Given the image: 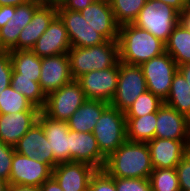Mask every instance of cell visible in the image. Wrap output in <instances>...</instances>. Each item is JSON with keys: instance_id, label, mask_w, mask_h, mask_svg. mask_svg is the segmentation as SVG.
Instances as JSON below:
<instances>
[{"instance_id": "cell-1", "label": "cell", "mask_w": 190, "mask_h": 191, "mask_svg": "<svg viewBox=\"0 0 190 191\" xmlns=\"http://www.w3.org/2000/svg\"><path fill=\"white\" fill-rule=\"evenodd\" d=\"M103 170L111 177L149 179L153 166L147 143L126 140L106 158Z\"/></svg>"}, {"instance_id": "cell-3", "label": "cell", "mask_w": 190, "mask_h": 191, "mask_svg": "<svg viewBox=\"0 0 190 191\" xmlns=\"http://www.w3.org/2000/svg\"><path fill=\"white\" fill-rule=\"evenodd\" d=\"M73 79L95 70L119 64L118 41H108L92 47H71L67 53Z\"/></svg>"}, {"instance_id": "cell-16", "label": "cell", "mask_w": 190, "mask_h": 191, "mask_svg": "<svg viewBox=\"0 0 190 191\" xmlns=\"http://www.w3.org/2000/svg\"><path fill=\"white\" fill-rule=\"evenodd\" d=\"M70 161L83 162L101 170L106 157L100 152L97 140L92 132L69 131Z\"/></svg>"}, {"instance_id": "cell-23", "label": "cell", "mask_w": 190, "mask_h": 191, "mask_svg": "<svg viewBox=\"0 0 190 191\" xmlns=\"http://www.w3.org/2000/svg\"><path fill=\"white\" fill-rule=\"evenodd\" d=\"M40 112H15L0 114V141L14 146L38 121Z\"/></svg>"}, {"instance_id": "cell-2", "label": "cell", "mask_w": 190, "mask_h": 191, "mask_svg": "<svg viewBox=\"0 0 190 191\" xmlns=\"http://www.w3.org/2000/svg\"><path fill=\"white\" fill-rule=\"evenodd\" d=\"M119 61L138 65L165 52V43L133 23L119 26Z\"/></svg>"}, {"instance_id": "cell-33", "label": "cell", "mask_w": 190, "mask_h": 191, "mask_svg": "<svg viewBox=\"0 0 190 191\" xmlns=\"http://www.w3.org/2000/svg\"><path fill=\"white\" fill-rule=\"evenodd\" d=\"M149 181L152 191H181L176 168L153 169Z\"/></svg>"}, {"instance_id": "cell-42", "label": "cell", "mask_w": 190, "mask_h": 191, "mask_svg": "<svg viewBox=\"0 0 190 191\" xmlns=\"http://www.w3.org/2000/svg\"><path fill=\"white\" fill-rule=\"evenodd\" d=\"M9 18V5L0 6V29L6 25Z\"/></svg>"}, {"instance_id": "cell-5", "label": "cell", "mask_w": 190, "mask_h": 191, "mask_svg": "<svg viewBox=\"0 0 190 191\" xmlns=\"http://www.w3.org/2000/svg\"><path fill=\"white\" fill-rule=\"evenodd\" d=\"M92 133L100 152L107 158L127 140L125 112L109 105L101 114Z\"/></svg>"}, {"instance_id": "cell-31", "label": "cell", "mask_w": 190, "mask_h": 191, "mask_svg": "<svg viewBox=\"0 0 190 191\" xmlns=\"http://www.w3.org/2000/svg\"><path fill=\"white\" fill-rule=\"evenodd\" d=\"M147 0H110L116 23L121 26L133 23Z\"/></svg>"}, {"instance_id": "cell-8", "label": "cell", "mask_w": 190, "mask_h": 191, "mask_svg": "<svg viewBox=\"0 0 190 191\" xmlns=\"http://www.w3.org/2000/svg\"><path fill=\"white\" fill-rule=\"evenodd\" d=\"M147 83V90L160 97L163 101L167 98L174 74L178 65L174 59L164 52L140 65Z\"/></svg>"}, {"instance_id": "cell-21", "label": "cell", "mask_w": 190, "mask_h": 191, "mask_svg": "<svg viewBox=\"0 0 190 191\" xmlns=\"http://www.w3.org/2000/svg\"><path fill=\"white\" fill-rule=\"evenodd\" d=\"M56 16L57 4L42 3L35 10L32 20L20 32L17 50H31Z\"/></svg>"}, {"instance_id": "cell-37", "label": "cell", "mask_w": 190, "mask_h": 191, "mask_svg": "<svg viewBox=\"0 0 190 191\" xmlns=\"http://www.w3.org/2000/svg\"><path fill=\"white\" fill-rule=\"evenodd\" d=\"M13 67L9 51L0 50V94L10 86Z\"/></svg>"}, {"instance_id": "cell-18", "label": "cell", "mask_w": 190, "mask_h": 191, "mask_svg": "<svg viewBox=\"0 0 190 191\" xmlns=\"http://www.w3.org/2000/svg\"><path fill=\"white\" fill-rule=\"evenodd\" d=\"M79 12L106 40L118 41L119 25L115 21L110 1L94 0Z\"/></svg>"}, {"instance_id": "cell-43", "label": "cell", "mask_w": 190, "mask_h": 191, "mask_svg": "<svg viewBox=\"0 0 190 191\" xmlns=\"http://www.w3.org/2000/svg\"><path fill=\"white\" fill-rule=\"evenodd\" d=\"M7 191H40V188L35 187V186L11 185V184H9Z\"/></svg>"}, {"instance_id": "cell-28", "label": "cell", "mask_w": 190, "mask_h": 191, "mask_svg": "<svg viewBox=\"0 0 190 191\" xmlns=\"http://www.w3.org/2000/svg\"><path fill=\"white\" fill-rule=\"evenodd\" d=\"M10 58L13 73H20V77L40 79L41 57L37 56L32 50H11Z\"/></svg>"}, {"instance_id": "cell-46", "label": "cell", "mask_w": 190, "mask_h": 191, "mask_svg": "<svg viewBox=\"0 0 190 191\" xmlns=\"http://www.w3.org/2000/svg\"><path fill=\"white\" fill-rule=\"evenodd\" d=\"M181 21L187 26L190 30V7L181 15Z\"/></svg>"}, {"instance_id": "cell-14", "label": "cell", "mask_w": 190, "mask_h": 191, "mask_svg": "<svg viewBox=\"0 0 190 191\" xmlns=\"http://www.w3.org/2000/svg\"><path fill=\"white\" fill-rule=\"evenodd\" d=\"M72 80L67 53L41 58L39 83L46 96Z\"/></svg>"}, {"instance_id": "cell-45", "label": "cell", "mask_w": 190, "mask_h": 191, "mask_svg": "<svg viewBox=\"0 0 190 191\" xmlns=\"http://www.w3.org/2000/svg\"><path fill=\"white\" fill-rule=\"evenodd\" d=\"M32 0H0V6L10 5V6H18L29 3Z\"/></svg>"}, {"instance_id": "cell-32", "label": "cell", "mask_w": 190, "mask_h": 191, "mask_svg": "<svg viewBox=\"0 0 190 191\" xmlns=\"http://www.w3.org/2000/svg\"><path fill=\"white\" fill-rule=\"evenodd\" d=\"M164 101L151 91L140 94L133 104L125 111V117H142L157 112Z\"/></svg>"}, {"instance_id": "cell-47", "label": "cell", "mask_w": 190, "mask_h": 191, "mask_svg": "<svg viewBox=\"0 0 190 191\" xmlns=\"http://www.w3.org/2000/svg\"><path fill=\"white\" fill-rule=\"evenodd\" d=\"M9 187V182L0 179V191H7Z\"/></svg>"}, {"instance_id": "cell-15", "label": "cell", "mask_w": 190, "mask_h": 191, "mask_svg": "<svg viewBox=\"0 0 190 191\" xmlns=\"http://www.w3.org/2000/svg\"><path fill=\"white\" fill-rule=\"evenodd\" d=\"M155 137L176 141H190V120L163 103L157 111Z\"/></svg>"}, {"instance_id": "cell-44", "label": "cell", "mask_w": 190, "mask_h": 191, "mask_svg": "<svg viewBox=\"0 0 190 191\" xmlns=\"http://www.w3.org/2000/svg\"><path fill=\"white\" fill-rule=\"evenodd\" d=\"M178 71L182 74L190 87V63H185L178 66Z\"/></svg>"}, {"instance_id": "cell-48", "label": "cell", "mask_w": 190, "mask_h": 191, "mask_svg": "<svg viewBox=\"0 0 190 191\" xmlns=\"http://www.w3.org/2000/svg\"><path fill=\"white\" fill-rule=\"evenodd\" d=\"M42 3H55L58 4L60 0H38Z\"/></svg>"}, {"instance_id": "cell-26", "label": "cell", "mask_w": 190, "mask_h": 191, "mask_svg": "<svg viewBox=\"0 0 190 191\" xmlns=\"http://www.w3.org/2000/svg\"><path fill=\"white\" fill-rule=\"evenodd\" d=\"M157 112L142 117H126L127 140L149 142L155 138Z\"/></svg>"}, {"instance_id": "cell-12", "label": "cell", "mask_w": 190, "mask_h": 191, "mask_svg": "<svg viewBox=\"0 0 190 191\" xmlns=\"http://www.w3.org/2000/svg\"><path fill=\"white\" fill-rule=\"evenodd\" d=\"M42 4L38 0L29 3L10 6L6 25L0 29V50H17V40L22 29L32 20L35 10Z\"/></svg>"}, {"instance_id": "cell-7", "label": "cell", "mask_w": 190, "mask_h": 191, "mask_svg": "<svg viewBox=\"0 0 190 191\" xmlns=\"http://www.w3.org/2000/svg\"><path fill=\"white\" fill-rule=\"evenodd\" d=\"M146 91L147 83L140 66L119 61L117 88L110 105L125 112Z\"/></svg>"}, {"instance_id": "cell-13", "label": "cell", "mask_w": 190, "mask_h": 191, "mask_svg": "<svg viewBox=\"0 0 190 191\" xmlns=\"http://www.w3.org/2000/svg\"><path fill=\"white\" fill-rule=\"evenodd\" d=\"M14 151L48 164L52 169L58 164L50 150L49 142L39 121L14 145Z\"/></svg>"}, {"instance_id": "cell-39", "label": "cell", "mask_w": 190, "mask_h": 191, "mask_svg": "<svg viewBox=\"0 0 190 191\" xmlns=\"http://www.w3.org/2000/svg\"><path fill=\"white\" fill-rule=\"evenodd\" d=\"M94 0H60L59 4L72 11H81L91 4Z\"/></svg>"}, {"instance_id": "cell-35", "label": "cell", "mask_w": 190, "mask_h": 191, "mask_svg": "<svg viewBox=\"0 0 190 191\" xmlns=\"http://www.w3.org/2000/svg\"><path fill=\"white\" fill-rule=\"evenodd\" d=\"M88 191H117L114 177L109 176L103 169L96 170L90 179Z\"/></svg>"}, {"instance_id": "cell-40", "label": "cell", "mask_w": 190, "mask_h": 191, "mask_svg": "<svg viewBox=\"0 0 190 191\" xmlns=\"http://www.w3.org/2000/svg\"><path fill=\"white\" fill-rule=\"evenodd\" d=\"M165 4H168L175 10H177L181 15L187 11L190 7V2L188 0H158Z\"/></svg>"}, {"instance_id": "cell-24", "label": "cell", "mask_w": 190, "mask_h": 191, "mask_svg": "<svg viewBox=\"0 0 190 191\" xmlns=\"http://www.w3.org/2000/svg\"><path fill=\"white\" fill-rule=\"evenodd\" d=\"M109 105L104 101L87 99L67 120L69 129L76 132H93L98 119Z\"/></svg>"}, {"instance_id": "cell-34", "label": "cell", "mask_w": 190, "mask_h": 191, "mask_svg": "<svg viewBox=\"0 0 190 191\" xmlns=\"http://www.w3.org/2000/svg\"><path fill=\"white\" fill-rule=\"evenodd\" d=\"M117 191H152L149 179L114 177Z\"/></svg>"}, {"instance_id": "cell-6", "label": "cell", "mask_w": 190, "mask_h": 191, "mask_svg": "<svg viewBox=\"0 0 190 191\" xmlns=\"http://www.w3.org/2000/svg\"><path fill=\"white\" fill-rule=\"evenodd\" d=\"M86 100L80 84L73 79L57 91L48 94L41 111L51 119L67 121Z\"/></svg>"}, {"instance_id": "cell-49", "label": "cell", "mask_w": 190, "mask_h": 191, "mask_svg": "<svg viewBox=\"0 0 190 191\" xmlns=\"http://www.w3.org/2000/svg\"><path fill=\"white\" fill-rule=\"evenodd\" d=\"M188 153L190 154V142L188 144Z\"/></svg>"}, {"instance_id": "cell-30", "label": "cell", "mask_w": 190, "mask_h": 191, "mask_svg": "<svg viewBox=\"0 0 190 191\" xmlns=\"http://www.w3.org/2000/svg\"><path fill=\"white\" fill-rule=\"evenodd\" d=\"M15 112H41V110L10 85L0 94V114H12Z\"/></svg>"}, {"instance_id": "cell-22", "label": "cell", "mask_w": 190, "mask_h": 191, "mask_svg": "<svg viewBox=\"0 0 190 191\" xmlns=\"http://www.w3.org/2000/svg\"><path fill=\"white\" fill-rule=\"evenodd\" d=\"M45 136L49 142L50 150L58 163L70 162L69 127L67 121L51 119L42 111L38 115Z\"/></svg>"}, {"instance_id": "cell-19", "label": "cell", "mask_w": 190, "mask_h": 191, "mask_svg": "<svg viewBox=\"0 0 190 191\" xmlns=\"http://www.w3.org/2000/svg\"><path fill=\"white\" fill-rule=\"evenodd\" d=\"M70 48L71 42L67 30L57 15L31 50L37 56L43 58L57 54H66Z\"/></svg>"}, {"instance_id": "cell-10", "label": "cell", "mask_w": 190, "mask_h": 191, "mask_svg": "<svg viewBox=\"0 0 190 191\" xmlns=\"http://www.w3.org/2000/svg\"><path fill=\"white\" fill-rule=\"evenodd\" d=\"M57 15L64 23L71 47H92L106 41L88 24L79 11L65 9L58 3Z\"/></svg>"}, {"instance_id": "cell-11", "label": "cell", "mask_w": 190, "mask_h": 191, "mask_svg": "<svg viewBox=\"0 0 190 191\" xmlns=\"http://www.w3.org/2000/svg\"><path fill=\"white\" fill-rule=\"evenodd\" d=\"M53 169L46 163L14 152L9 184L40 187L52 176Z\"/></svg>"}, {"instance_id": "cell-25", "label": "cell", "mask_w": 190, "mask_h": 191, "mask_svg": "<svg viewBox=\"0 0 190 191\" xmlns=\"http://www.w3.org/2000/svg\"><path fill=\"white\" fill-rule=\"evenodd\" d=\"M165 52H167L176 62L183 65L190 63V30L180 21L169 35L165 43Z\"/></svg>"}, {"instance_id": "cell-9", "label": "cell", "mask_w": 190, "mask_h": 191, "mask_svg": "<svg viewBox=\"0 0 190 191\" xmlns=\"http://www.w3.org/2000/svg\"><path fill=\"white\" fill-rule=\"evenodd\" d=\"M119 64L104 70H95L81 75L76 80L89 100L110 104L117 88Z\"/></svg>"}, {"instance_id": "cell-29", "label": "cell", "mask_w": 190, "mask_h": 191, "mask_svg": "<svg viewBox=\"0 0 190 191\" xmlns=\"http://www.w3.org/2000/svg\"><path fill=\"white\" fill-rule=\"evenodd\" d=\"M10 85L15 91L24 95L39 110L43 109L46 95L40 83L37 82V78L20 77V73H12Z\"/></svg>"}, {"instance_id": "cell-27", "label": "cell", "mask_w": 190, "mask_h": 191, "mask_svg": "<svg viewBox=\"0 0 190 191\" xmlns=\"http://www.w3.org/2000/svg\"><path fill=\"white\" fill-rule=\"evenodd\" d=\"M164 103L190 120V87L179 71L174 74L170 92Z\"/></svg>"}, {"instance_id": "cell-41", "label": "cell", "mask_w": 190, "mask_h": 191, "mask_svg": "<svg viewBox=\"0 0 190 191\" xmlns=\"http://www.w3.org/2000/svg\"><path fill=\"white\" fill-rule=\"evenodd\" d=\"M39 188L40 191H64L53 176L44 181Z\"/></svg>"}, {"instance_id": "cell-20", "label": "cell", "mask_w": 190, "mask_h": 191, "mask_svg": "<svg viewBox=\"0 0 190 191\" xmlns=\"http://www.w3.org/2000/svg\"><path fill=\"white\" fill-rule=\"evenodd\" d=\"M189 142L157 137L147 142L153 169L176 168L180 160L188 153Z\"/></svg>"}, {"instance_id": "cell-38", "label": "cell", "mask_w": 190, "mask_h": 191, "mask_svg": "<svg viewBox=\"0 0 190 191\" xmlns=\"http://www.w3.org/2000/svg\"><path fill=\"white\" fill-rule=\"evenodd\" d=\"M181 191H190V154L187 153L176 166Z\"/></svg>"}, {"instance_id": "cell-36", "label": "cell", "mask_w": 190, "mask_h": 191, "mask_svg": "<svg viewBox=\"0 0 190 191\" xmlns=\"http://www.w3.org/2000/svg\"><path fill=\"white\" fill-rule=\"evenodd\" d=\"M14 146L0 141V179L9 181L11 174V163L14 154Z\"/></svg>"}, {"instance_id": "cell-17", "label": "cell", "mask_w": 190, "mask_h": 191, "mask_svg": "<svg viewBox=\"0 0 190 191\" xmlns=\"http://www.w3.org/2000/svg\"><path fill=\"white\" fill-rule=\"evenodd\" d=\"M96 168L83 162L58 163L52 171L64 191H88L89 182Z\"/></svg>"}, {"instance_id": "cell-4", "label": "cell", "mask_w": 190, "mask_h": 191, "mask_svg": "<svg viewBox=\"0 0 190 191\" xmlns=\"http://www.w3.org/2000/svg\"><path fill=\"white\" fill-rule=\"evenodd\" d=\"M180 21L181 14L168 4L147 0L133 24L166 43Z\"/></svg>"}]
</instances>
